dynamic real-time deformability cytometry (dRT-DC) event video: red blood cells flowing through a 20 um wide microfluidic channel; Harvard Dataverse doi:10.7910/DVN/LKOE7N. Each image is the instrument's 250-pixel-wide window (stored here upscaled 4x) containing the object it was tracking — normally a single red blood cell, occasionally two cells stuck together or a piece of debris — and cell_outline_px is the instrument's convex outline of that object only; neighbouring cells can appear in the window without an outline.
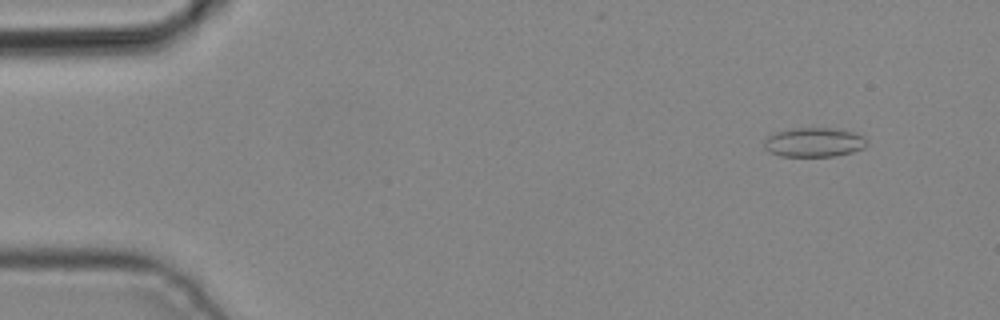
{"species": "common noctule bat (a hibernating species)", "species_latin": "Nyctalus noctula", "temperature_condition": "cold", "stored_images_in_passage": 4, "camera_frame_rate_fps": 3000, "um_per_image_px": 0.085, "animal": {"sex": "male", "body_mass_g": 19.2, "forearm_length_mm": 51.8}, "frame": {"image": 1, "passage_image": 1, "time_ms": 0.0, "image_size_px": [1000, 320], "cell_outline_px": [[868, 144], [864, 148], [852, 152], [836, 156], [780, 156], [768, 152], [764, 148], [764, 140], [768, 136], [776, 132], [792, 128], [840, 128], [856, 132], [864, 136], [868, 140]], "centroid_in_image_um": [69.23, 12.09], "position_along_channel_um": 15.8, "area_um2": 17.92}}